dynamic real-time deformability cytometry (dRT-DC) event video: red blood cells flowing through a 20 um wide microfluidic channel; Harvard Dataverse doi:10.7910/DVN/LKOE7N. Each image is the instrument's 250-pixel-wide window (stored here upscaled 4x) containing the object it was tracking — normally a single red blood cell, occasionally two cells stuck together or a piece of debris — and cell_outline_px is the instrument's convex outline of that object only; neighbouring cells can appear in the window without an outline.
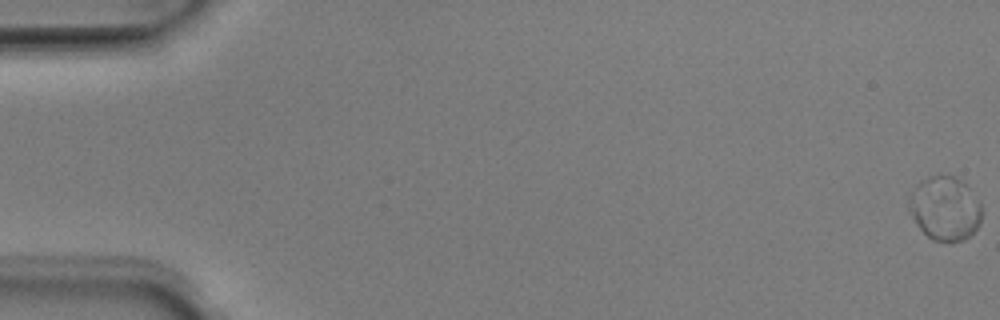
{"species": "Egyptian fruit bat (a non-hibernating species)", "species_latin": "Rousettus aegyptiacus", "temperature_condition": "room temperature", "stored_images_in_passage": 54, "camera_frame_rate_fps": 3000, "um_per_image_px": 0.085, "animal": {"sex": "male"}, "frame": {"image": 1, "passage_image": 1, "time_ms": 0.0, "image_size_px": [1000, 320], "cell_outline_px": [[984, 212], [980, 224], [964, 240], [932, 240], [916, 224], [908, 208], [908, 200], [980, 204]], "centroid_in_image_um": [80.42, 18.6], "position_along_channel_um": 4.6, "area_um2": 16.82}}
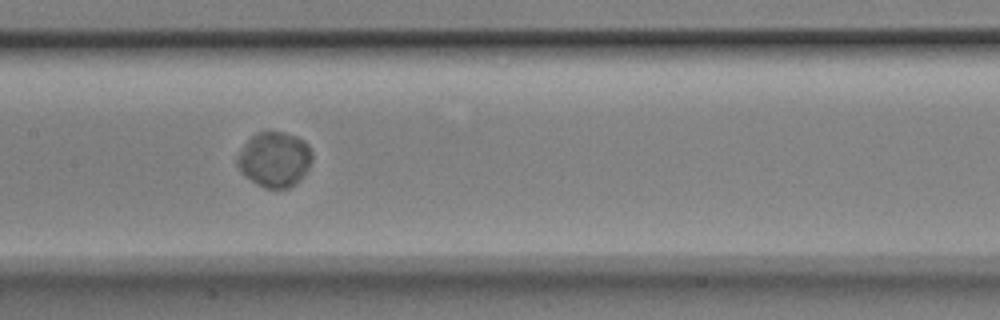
{"frame": {"image": 2, "passage_image": 27, "time_ms": 8.667, "image_size_px": [1000, 320], "cell_outline_px": [[312, 160], [308, 168], [288, 188], [264, 188], [256, 184], [244, 176], [240, 172], [236, 164], [236, 156], [244, 144], [256, 132], [268, 128], [284, 132], [296, 136], [304, 140], [308, 144], [312, 152]], "centroid_in_image_um": [23.28, 13.49], "position_along_channel_um": 184.1, "area_um2": 24.39}}
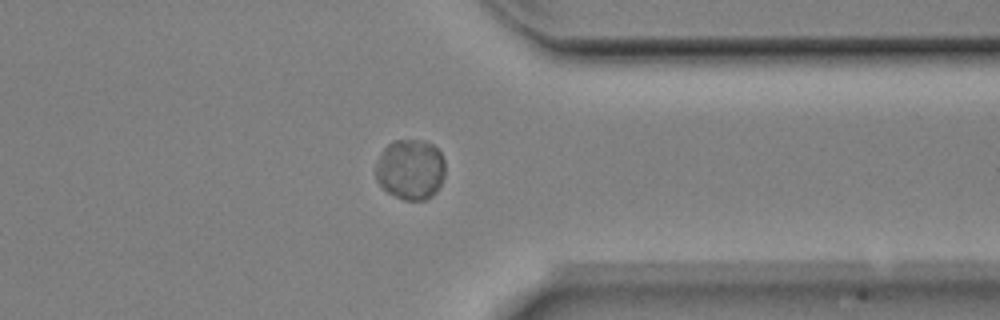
{"frame": {"image": 3, "passage_image": 42, "time_ms": 13.667, "image_size_px": [1000, 320], "cell_outline_px": [[444, 176], [436, 192], [432, 196], [424, 200], [404, 200], [388, 192], [376, 180], [376, 164], [384, 148], [388, 144], [396, 140], [424, 140], [432, 144], [440, 152], [444, 160]], "centroid_in_image_um": [34.9, 14.4], "position_along_channel_um": 376.5, "area_um2": 24.33}, "authors_computed_cell_mechanics": {"area_um2": 25.0274, "velocity_mm_per_s": 3.9233, "shape_relaxation_time_tau1_ms": 1.6002, "shape_relaxation_time_tau2_ms": null, "deformation_change_tau1": 0.0249, "deformation_change_tau2": null}}